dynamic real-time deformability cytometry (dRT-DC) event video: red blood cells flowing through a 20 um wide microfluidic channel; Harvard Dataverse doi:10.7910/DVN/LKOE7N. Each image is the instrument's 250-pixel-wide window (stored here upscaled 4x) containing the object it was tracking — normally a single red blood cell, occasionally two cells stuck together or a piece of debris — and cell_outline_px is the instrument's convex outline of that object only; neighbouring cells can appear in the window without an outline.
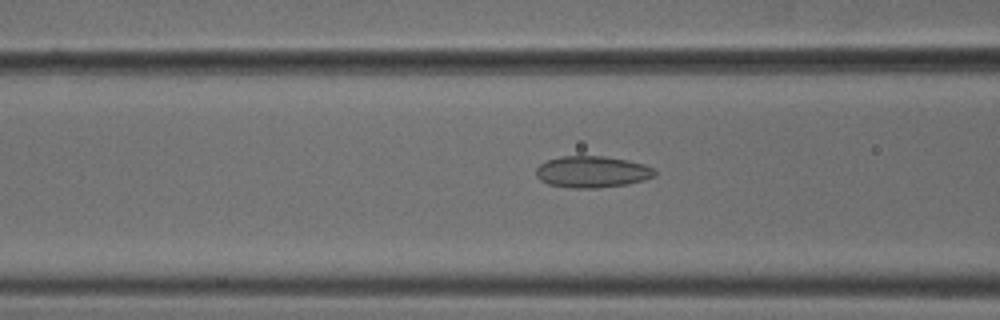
{"species": "common noctule bat (a hibernating species)", "species_latin": "Nyctalus noctula", "temperature_condition": "cold", "stored_images_in_passage": 52, "camera_frame_rate_fps": 3000, "um_per_image_px": 0.085, "animal": {"sex": "male", "body_mass_g": 18.8}, "frame": {"image": 1, "passage_image": 20, "time_ms": 6.333, "image_size_px": [1000, 320], "cell_outline_px": [[656, 176], [644, 180], [628, 184], [596, 188], [572, 188], [548, 184], [540, 180], [536, 176], [536, 168], [540, 164], [548, 160], [560, 156], [604, 156], [628, 160], [644, 164], [656, 168]], "centroid_in_image_um": [50.36, 14.6], "position_along_channel_um": 116.2, "area_um2": 22.02}}
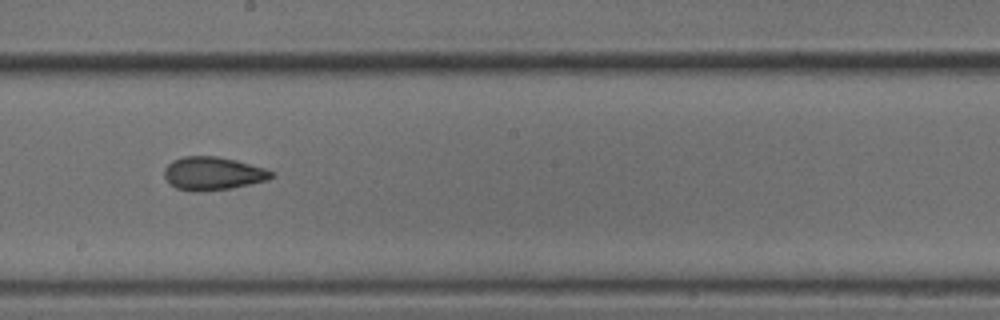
{"frame": {"image": 2, "passage_image": 29, "time_ms": 9.333, "image_size_px": [1000, 320], "cell_outline_px": [[276, 176], [268, 180], [232, 188], [200, 192], [196, 192], [176, 188], [168, 184], [164, 176], [164, 168], [172, 160], [184, 156], [216, 156], [236, 160], [264, 168], [276, 172]], "centroid_in_image_um": [18.1, 14.75], "position_along_channel_um": 230.1, "area_um2": 21.04}}
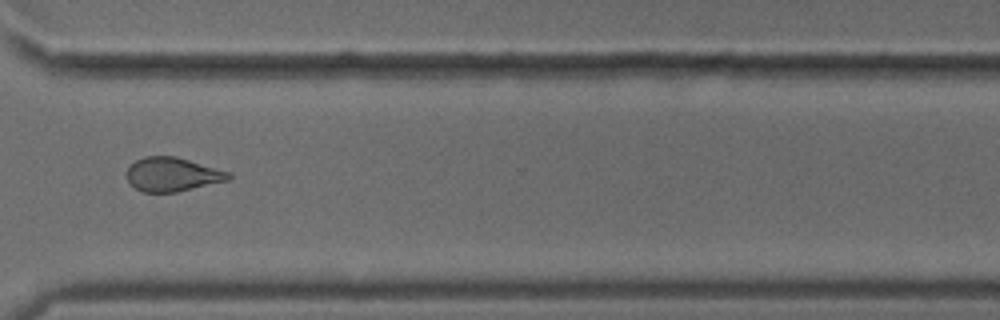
{"frame": {"image": 3, "passage_image": 39, "time_ms": 12.667, "image_size_px": [1000, 320], "cell_outline_px": [[232, 176], [228, 180], [176, 192], [144, 192], [136, 188], [128, 180], [128, 168], [136, 160], [144, 156], [176, 156], [228, 172]], "centroid_in_image_um": [14.64, 14.82], "position_along_channel_um": 356.0, "area_um2": 19.71}, "authors_computed_cell_mechanics": {"area_um2": 21.0392, "velocity_mm_per_s": 3.7817, "shape_relaxation_time_tau1_ms": 6.8109, "shape_relaxation_time_tau2_ms": 2.4257, "deformation_change_tau1": 0.1363, "deformation_change_tau2": 0.0999}}